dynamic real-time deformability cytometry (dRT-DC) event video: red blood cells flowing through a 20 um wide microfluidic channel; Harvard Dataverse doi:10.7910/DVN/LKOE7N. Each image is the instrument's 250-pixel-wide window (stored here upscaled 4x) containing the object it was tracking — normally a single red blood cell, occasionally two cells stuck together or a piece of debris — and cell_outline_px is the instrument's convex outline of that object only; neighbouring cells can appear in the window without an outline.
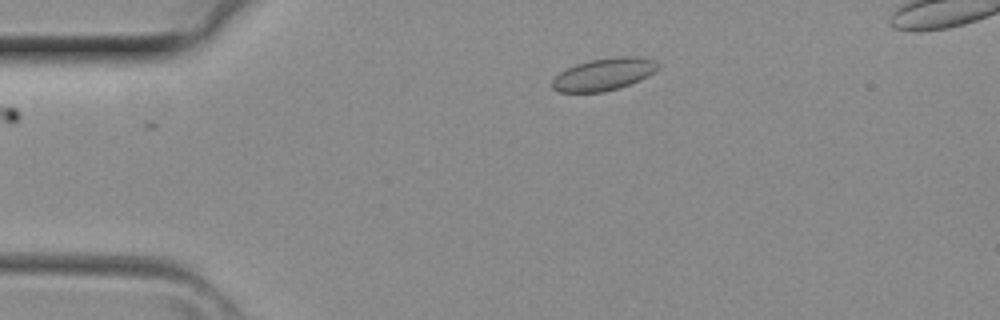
{"species": "common noctule bat (a hibernating species)", "species_latin": "Nyctalus noctula", "temperature_condition": "room temperature", "stored_images_in_passage": 4, "camera_frame_rate_fps": 3000, "um_per_image_px": 0.085, "animal": {"sex": "female", "body_mass_g": 29.2, "forearm_length_mm": 56.3}, "frame": {"image": 1, "passage_image": 4, "time_ms": 1.0, "image_size_px": [1000, 320], "cell_outline_px": [[660, 68], [640, 80], [620, 88], [604, 92], [560, 92], [552, 88], [552, 80], [560, 72], [576, 64], [588, 60], [616, 56], [640, 56], [656, 60], [660, 64]], "centroid_in_image_um": [51.37, 6.3], "position_along_channel_um": 33.6, "area_um2": 20.11}}